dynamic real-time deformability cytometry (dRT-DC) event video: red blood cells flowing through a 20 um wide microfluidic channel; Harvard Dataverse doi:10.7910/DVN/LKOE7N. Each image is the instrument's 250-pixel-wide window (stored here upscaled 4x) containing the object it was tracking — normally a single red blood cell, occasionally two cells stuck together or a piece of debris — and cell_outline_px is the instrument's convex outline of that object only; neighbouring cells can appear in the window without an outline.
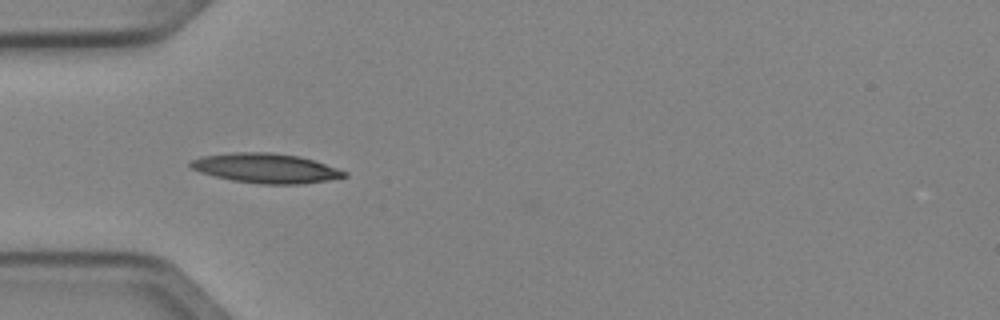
{"species": "Egyptian fruit bat (a non-hibernating species)", "species_latin": "Rousettus aegyptiacus", "temperature_condition": "cold", "stored_images_in_passage": 4, "camera_frame_rate_fps": 3000, "um_per_image_px": 0.085, "animal": {"sex": "female"}, "frame": {"image": 1, "passage_image": 4, "time_ms": 1.0, "image_size_px": [1000, 320], "cell_outline_px": [[348, 176], [328, 180], [304, 184], [260, 184], [232, 180], [200, 172], [192, 168], [188, 164], [192, 160], [200, 156], [232, 152], [272, 152], [300, 156], [348, 172]], "centroid_in_image_um": [22.59, 14.29], "position_along_channel_um": 62.4, "area_um2": 26.53}}